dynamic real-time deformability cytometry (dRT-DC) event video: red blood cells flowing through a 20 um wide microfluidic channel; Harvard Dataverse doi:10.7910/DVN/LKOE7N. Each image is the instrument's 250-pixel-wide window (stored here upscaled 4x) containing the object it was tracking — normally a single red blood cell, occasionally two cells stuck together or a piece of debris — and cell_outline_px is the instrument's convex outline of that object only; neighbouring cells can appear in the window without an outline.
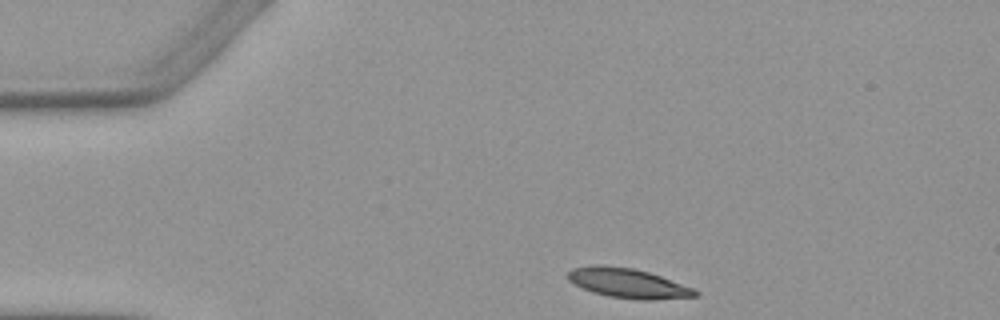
{"species": "Egyptian fruit bat (a non-hibernating species)", "species_latin": "Rousettus aegyptiacus", "temperature_condition": "warm", "stored_images_in_passage": 2, "camera_frame_rate_fps": 3000, "um_per_image_px": 0.085, "animal": {"sex": "female"}, "frame": {"image": 1, "passage_image": 1, "time_ms": 0.0, "image_size_px": [1000, 320], "cell_outline_px": [[700, 292], [696, 296], [652, 300], [640, 300], [608, 296], [592, 292], [568, 280], [568, 272], [572, 268], [592, 264], [600, 264], [632, 268], [648, 272], [660, 276], [692, 288]], "centroid_in_image_um": [53.35, 24.06], "position_along_channel_um": 31.7, "area_um2": 21.79}}